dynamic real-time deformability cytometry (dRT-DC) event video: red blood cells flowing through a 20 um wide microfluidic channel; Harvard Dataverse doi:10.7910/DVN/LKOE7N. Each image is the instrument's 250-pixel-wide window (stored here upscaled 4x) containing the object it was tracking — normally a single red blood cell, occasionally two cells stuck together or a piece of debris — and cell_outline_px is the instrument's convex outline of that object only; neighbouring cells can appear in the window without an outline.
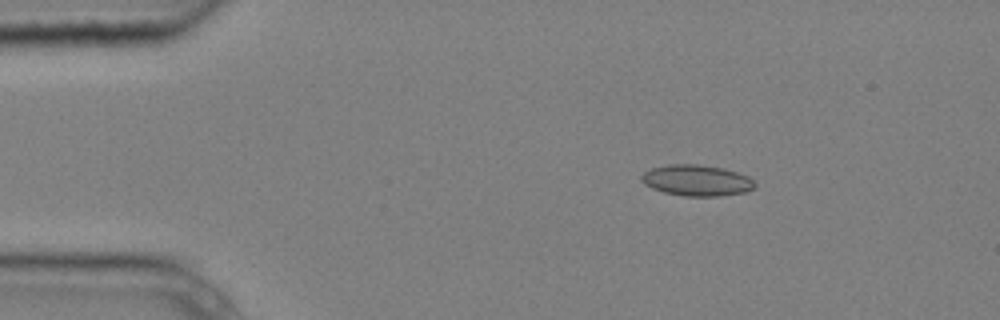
{"species": "common noctule bat (a hibernating species)", "species_latin": "Nyctalus noctula", "temperature_condition": "cold", "stored_images_in_passage": 5, "camera_frame_rate_fps": 3000, "um_per_image_px": 0.085, "animal": {"sex": "male", "body_mass_g": 20.4}, "frame": {"image": 1, "passage_image": 3, "time_ms": 0.667, "image_size_px": [1000, 320], "cell_outline_px": [[756, 188], [744, 192], [720, 196], [684, 196], [664, 192], [652, 188], [644, 184], [640, 180], [640, 176], [644, 172], [652, 168], [668, 164], [696, 164], [724, 168], [748, 176], [756, 184]], "centroid_in_image_um": [59.21, 15.33], "position_along_channel_um": 25.8, "area_um2": 20.58}}
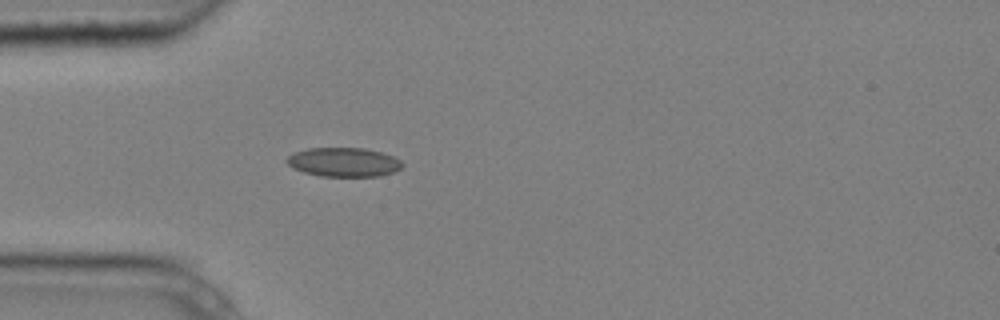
{"frame": {"image": 2, "passage_image": 5, "time_ms": 1.333, "image_size_px": [1000, 320], "cell_outline_px": [[404, 164], [396, 172], [380, 176], [320, 176], [304, 172], [292, 168], [284, 160], [288, 156], [296, 152], [308, 148], [364, 148], [380, 152], [392, 156], [400, 160]], "centroid_in_image_um": [29.21, 13.79], "position_along_channel_um": 55.8, "area_um2": 19.59}}